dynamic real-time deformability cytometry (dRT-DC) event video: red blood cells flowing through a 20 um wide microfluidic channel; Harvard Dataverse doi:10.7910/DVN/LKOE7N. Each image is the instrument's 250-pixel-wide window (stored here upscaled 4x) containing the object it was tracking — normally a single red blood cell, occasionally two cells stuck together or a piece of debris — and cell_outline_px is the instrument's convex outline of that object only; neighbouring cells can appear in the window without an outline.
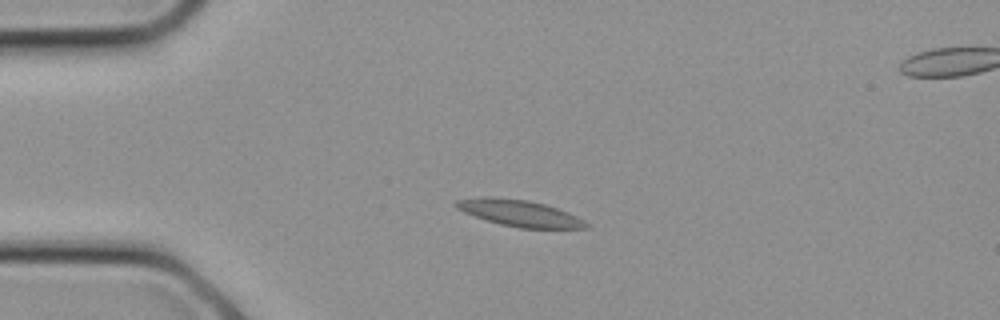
{"species": "common noctule bat (a hibernating species)", "species_latin": "Nyctalus noctula", "temperature_condition": "cold", "stored_images_in_passage": 12, "camera_frame_rate_fps": 3000, "um_per_image_px": 0.085, "animal": {"sex": "female", "body_mass_g": 21.9}, "frame": {"image": 1, "passage_image": 1, "time_ms": 0.0, "image_size_px": [1000, 320], "cell_outline_px": [[588, 228], [520, 228], [500, 224], [464, 212], [456, 208], [452, 204], [456, 200], [488, 196], [528, 200], [544, 204], [568, 212], [584, 220], [588, 224]], "centroid_in_image_um": [44.14, 18.11], "position_along_channel_um": 40.9, "area_um2": 19.83}}
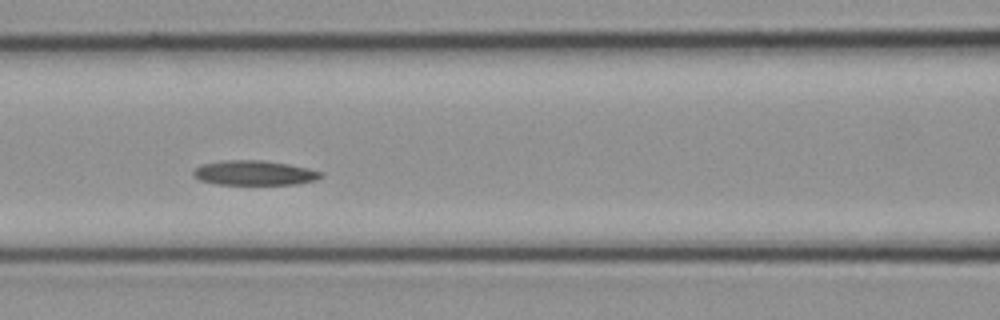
{"frame": {"image": 2, "passage_image": 6, "time_ms": 1.667, "image_size_px": [1000, 320], "cell_outline_px": [[324, 176], [316, 180], [296, 184], [216, 184], [200, 180], [192, 176], [192, 172], [200, 164], [224, 160], [264, 160], [288, 164], [308, 168], [324, 172]], "centroid_in_image_um": [21.62, 14.69], "position_along_channel_um": 145.0, "area_um2": 18.5}}
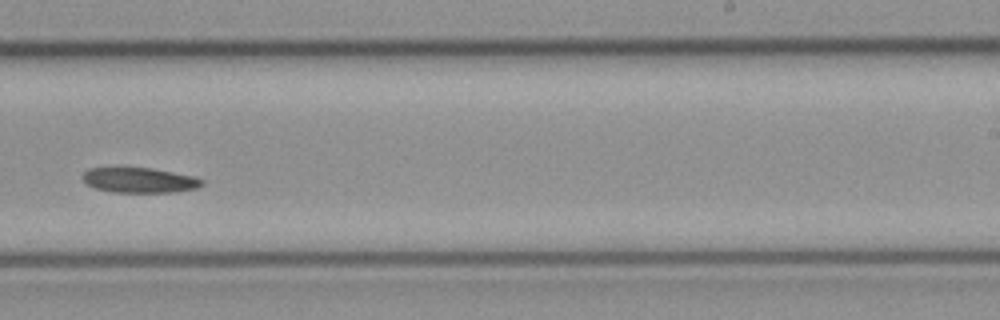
{"frame": {"image": 3, "passage_image": 11, "time_ms": 3.333, "image_size_px": [1000, 320], "cell_outline_px": [[204, 184], [196, 188], [172, 192], [112, 192], [96, 188], [88, 184], [84, 180], [84, 172], [88, 168], [112, 164], [152, 168], [192, 176], [204, 180]], "centroid_in_image_um": [11.78, 15.26], "position_along_channel_um": 277.2, "area_um2": 18.09}}